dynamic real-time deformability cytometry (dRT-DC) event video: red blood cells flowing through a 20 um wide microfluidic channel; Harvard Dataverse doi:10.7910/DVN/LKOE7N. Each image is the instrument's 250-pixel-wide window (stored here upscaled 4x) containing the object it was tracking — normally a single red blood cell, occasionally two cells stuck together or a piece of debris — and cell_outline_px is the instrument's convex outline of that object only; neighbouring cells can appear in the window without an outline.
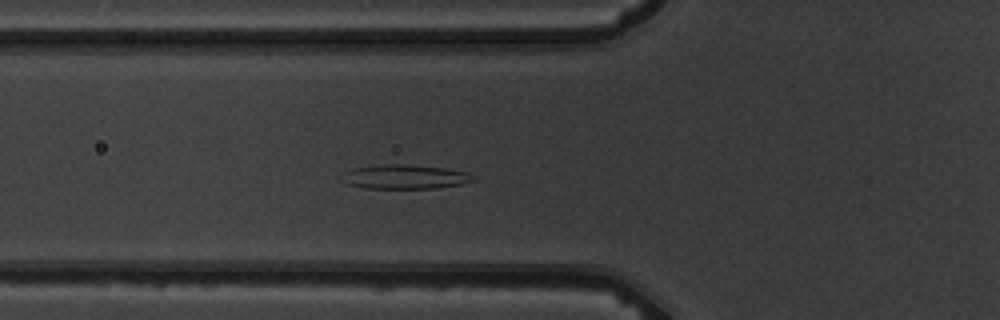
{"species": "common noctule bat (a hibernating species)", "species_latin": "Nyctalus noctula", "temperature_condition": "warm", "stored_images_in_passage": 6, "camera_frame_rate_fps": 3000, "um_per_image_px": 0.085, "animal": {"sex": "male", "body_mass_g": 19.5, "forearm_length_mm": 54.6}, "frame": {"image": 1, "passage_image": 6, "time_ms": 5.667, "image_size_px": [1000, 320], "cell_outline_px": [[476, 180], [460, 184], [436, 188], [360, 188], [348, 184], [340, 180], [340, 172], [352, 168], [380, 164], [404, 164], [444, 168], [468, 172]], "centroid_in_image_um": [34.3, 15.02], "position_along_channel_um": 91.5, "area_um2": 18.79}}